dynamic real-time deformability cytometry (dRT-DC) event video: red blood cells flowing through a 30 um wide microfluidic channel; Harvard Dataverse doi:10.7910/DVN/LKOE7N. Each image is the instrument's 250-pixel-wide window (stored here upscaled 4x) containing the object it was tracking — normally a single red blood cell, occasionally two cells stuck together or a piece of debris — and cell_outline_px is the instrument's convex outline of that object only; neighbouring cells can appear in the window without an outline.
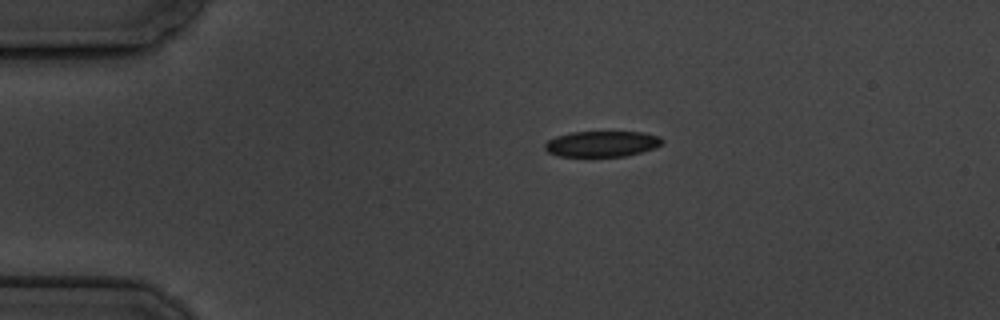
{"species": "common noctule bat (a hibernating species)", "species_latin": "Nyctalus noctula", "temperature_condition": "cold", "stored_images_in_passage": 2, "camera_frame_rate_fps": 3000, "um_per_image_px": 0.085, "animal": {"sex": "male", "body_mass_g": 19.5, "forearm_length_mm": 54.6}, "frame": {"image": 1, "passage_image": 1, "time_ms": 0.0, "image_size_px": [1000, 320], "cell_outline_px": [[664, 140], [660, 144], [652, 148], [640, 152], [624, 156], [560, 156], [548, 152], [544, 148], [544, 144], [548, 140], [556, 136], [572, 132], [644, 132], [660, 136]], "centroid_in_image_um": [51.14, 12.22], "position_along_channel_um": 33.9, "area_um2": 17.46}}